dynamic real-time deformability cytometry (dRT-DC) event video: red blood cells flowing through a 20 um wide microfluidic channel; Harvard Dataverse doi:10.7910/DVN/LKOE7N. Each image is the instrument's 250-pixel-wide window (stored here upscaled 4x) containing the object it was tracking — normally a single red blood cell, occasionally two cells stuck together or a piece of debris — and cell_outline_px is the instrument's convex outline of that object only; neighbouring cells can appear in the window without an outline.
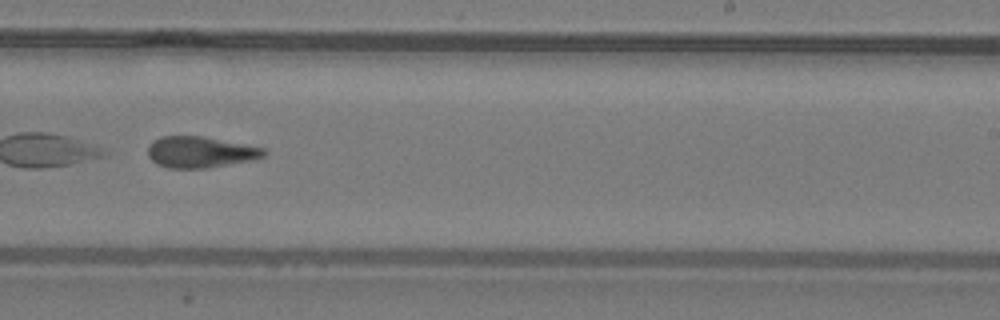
{"species": "common noctule bat (a hibernating species)", "species_latin": "Nyctalus noctula", "temperature_condition": "warm", "stored_images_in_passage": 27, "camera_frame_rate_fps": 3000, "um_per_image_px": 0.085, "animal": {"sex": "male", "body_mass_g": 19.2, "forearm_length_mm": 51.8}, "frame": {"image": 1, "passage_image": 16, "time_ms": 5.0, "image_size_px": [1000, 320], "cell_outline_px": [[268, 152], [264, 156], [252, 160], [204, 168], [168, 168], [156, 164], [148, 156], [148, 144], [152, 140], [160, 136], [200, 136], [264, 148]], "centroid_in_image_um": [16.97, 12.93], "position_along_channel_um": 272.0, "area_um2": 20.98}, "authors_computed_cell_mechanics": {"area_um2": 21.2704, "velocity_mm_per_s": 4.2388, "shape_relaxation_time_tau1_ms": null, "shape_relaxation_time_tau2_ms": 3.981, "deformation_change_tau1": null, "deformation_change_tau2": 0.1243}}